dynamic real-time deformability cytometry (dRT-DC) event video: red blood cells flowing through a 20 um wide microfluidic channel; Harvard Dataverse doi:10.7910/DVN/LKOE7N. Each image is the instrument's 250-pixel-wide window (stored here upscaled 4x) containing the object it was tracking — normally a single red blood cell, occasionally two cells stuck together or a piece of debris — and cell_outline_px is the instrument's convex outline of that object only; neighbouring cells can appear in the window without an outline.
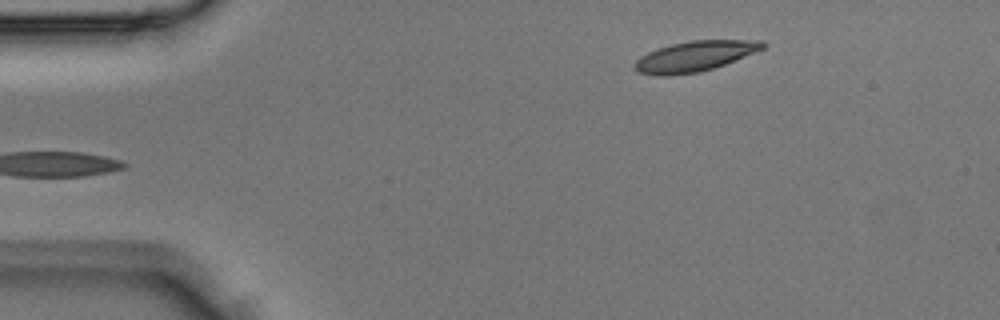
{"species": "Egyptian fruit bat (a non-hibernating species)", "species_latin": "Rousettus aegyptiacus", "temperature_condition": "room temperature", "stored_images_in_passage": 3, "camera_frame_rate_fps": 3000, "um_per_image_px": 0.085, "animal": {"sex": "male"}, "frame": {"image": 1, "passage_image": 3, "time_ms": 0.667, "image_size_px": [1000, 320], "cell_outline_px": [[768, 44], [764, 48], [724, 64], [700, 72], [668, 76], [660, 76], [636, 72], [632, 68], [632, 64], [640, 56], [648, 52], [672, 44], [692, 40], [764, 40]], "centroid_in_image_um": [59.01, 4.79], "position_along_channel_um": 26.0, "area_um2": 22.66}}